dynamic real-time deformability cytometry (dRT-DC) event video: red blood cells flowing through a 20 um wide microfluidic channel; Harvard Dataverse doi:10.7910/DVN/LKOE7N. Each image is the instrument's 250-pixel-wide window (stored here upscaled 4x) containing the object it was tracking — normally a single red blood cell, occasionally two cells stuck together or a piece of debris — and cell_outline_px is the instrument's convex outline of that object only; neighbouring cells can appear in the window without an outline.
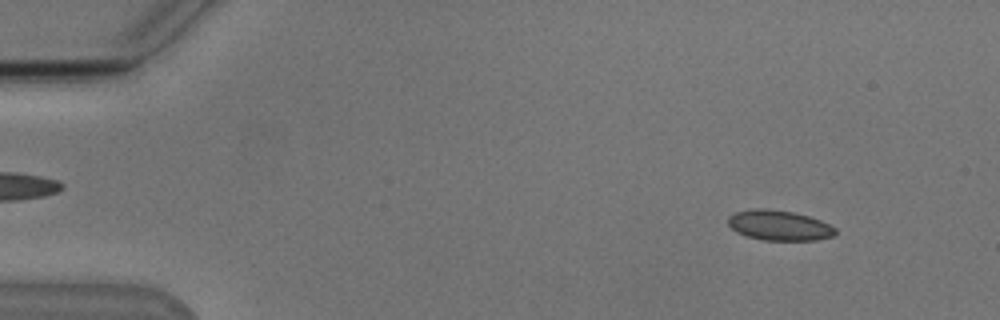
{"species": "Egyptian fruit bat (a non-hibernating species)", "species_latin": "Rousettus aegyptiacus", "temperature_condition": "cold", "stored_images_in_passage": 53, "camera_frame_rate_fps": 3000, "um_per_image_px": 0.085, "animal": {"sex": "male"}, "frame": {"image": 1, "passage_image": 5, "time_ms": 1.333, "image_size_px": [1000, 320], "cell_outline_px": [[836, 232], [832, 236], [816, 240], [764, 240], [748, 236], [736, 232], [728, 224], [728, 216], [736, 212], [756, 208], [764, 208], [792, 212], [808, 216], [820, 220], [836, 228]], "centroid_in_image_um": [66.22, 19.15], "position_along_channel_um": 18.8, "area_um2": 18.67}}
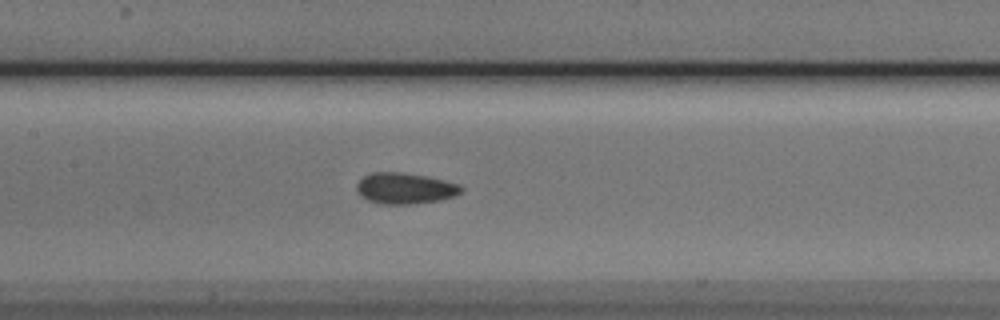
{"frame": {"image": 2, "passage_image": 25, "time_ms": 8.0, "image_size_px": [1000, 320], "cell_outline_px": [[464, 188], [456, 196], [440, 200], [412, 204], [380, 204], [368, 200], [360, 196], [356, 192], [356, 184], [364, 176], [372, 172], [400, 172], [424, 176], [460, 184]], "centroid_in_image_um": [34.4, 16.02], "position_along_channel_um": 173.0, "area_um2": 18.96}}
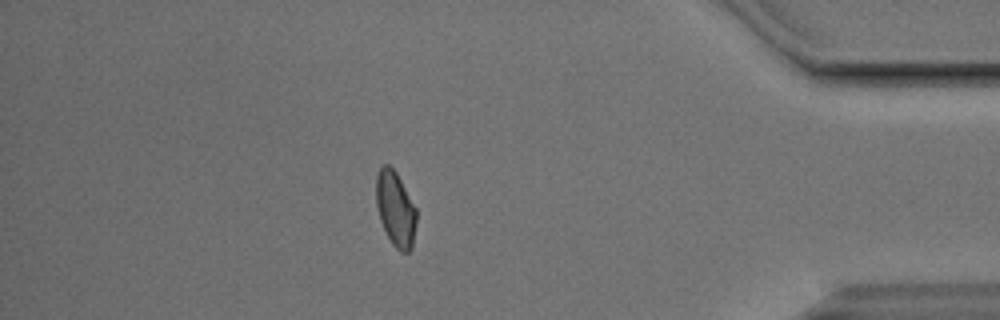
{"frame": {"image": 3, "passage_image": 46, "time_ms": 15.0, "image_size_px": [1000, 320], "cell_outline_px": [[416, 224], [412, 248], [408, 252], [400, 252], [392, 244], [380, 220], [376, 204], [376, 176], [380, 168], [384, 164], [388, 164], [396, 172], [416, 208]], "centroid_in_image_um": [33.62, 17.77], "position_along_channel_um": 401.6, "area_um2": 17.51}, "authors_computed_cell_mechanics": {"area_um2": 18.3226, "velocity_mm_per_s": 3.8166, "shape_relaxation_time_tau1_ms": 5.1433, "shape_relaxation_time_tau2_ms": 2.4684, "deformation_change_tau1": 0.0871, "deformation_change_tau2": 0.0645}}